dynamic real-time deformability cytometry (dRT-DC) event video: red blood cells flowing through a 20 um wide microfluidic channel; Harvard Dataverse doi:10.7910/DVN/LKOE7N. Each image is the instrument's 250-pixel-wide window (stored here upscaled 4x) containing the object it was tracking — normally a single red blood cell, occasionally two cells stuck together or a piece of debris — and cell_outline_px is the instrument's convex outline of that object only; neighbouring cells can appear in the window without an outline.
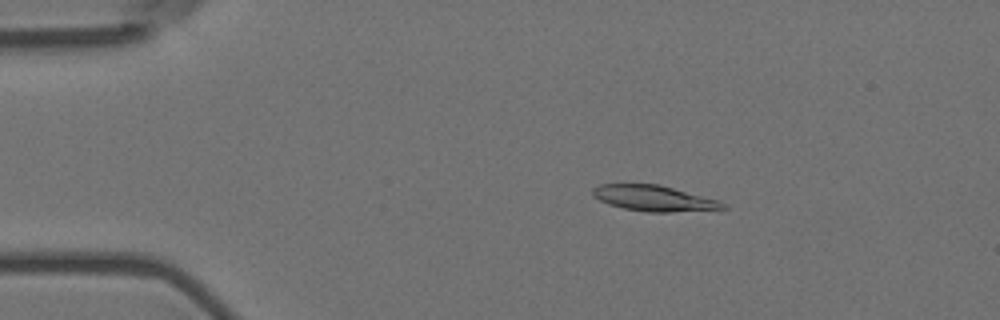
{"species": "Egyptian fruit bat (a non-hibernating species)", "species_latin": "Rousettus aegyptiacus", "temperature_condition": "room temperature", "stored_images_in_passage": 4, "camera_frame_rate_fps": 3000, "um_per_image_px": 0.085, "animal": {"sex": "female"}, "frame": {"image": 1, "passage_image": 1, "time_ms": 0.0, "image_size_px": [1000, 320], "cell_outline_px": [[728, 208], [672, 212], [648, 212], [624, 208], [608, 204], [592, 196], [592, 188], [600, 184], [660, 184], [716, 200], [728, 204]], "centroid_in_image_um": [55.55, 16.85], "position_along_channel_um": 29.4, "area_um2": 19.36}}
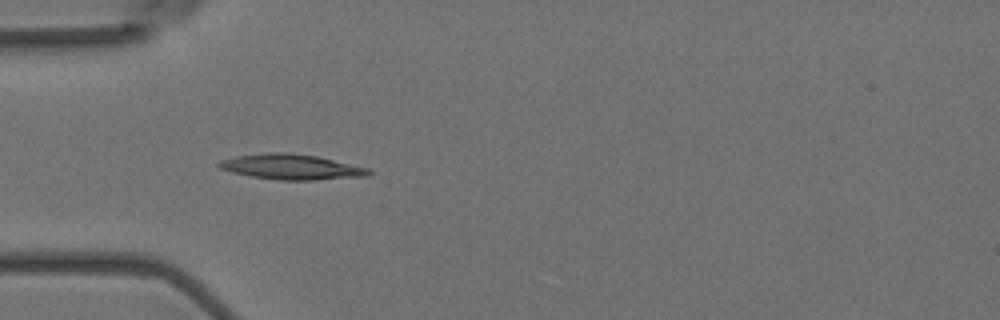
{"frame": {"image": 2, "passage_image": 3, "time_ms": 0.667, "image_size_px": [1000, 320], "cell_outline_px": [[372, 172], [368, 176], [316, 180], [280, 180], [252, 176], [232, 172], [220, 168], [216, 164], [220, 160], [236, 156], [264, 152], [292, 152], [316, 156], [368, 168]], "centroid_in_image_um": [24.75, 14.18], "position_along_channel_um": 60.3, "area_um2": 22.08}}
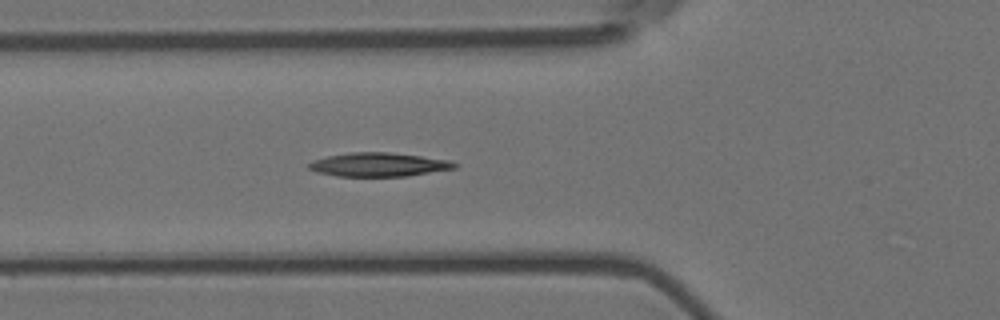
{"frame": {"image": 3, "passage_image": 4, "time_ms": 1.0, "image_size_px": [1000, 320], "cell_outline_px": [[460, 164], [456, 168], [408, 176], [336, 176], [316, 172], [308, 168], [308, 164], [312, 160], [328, 156], [352, 152], [388, 152], [452, 160]], "centroid_in_image_um": [32.22, 13.99], "position_along_channel_um": 93.6, "area_um2": 20.29}}